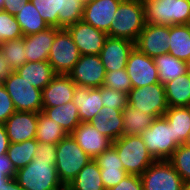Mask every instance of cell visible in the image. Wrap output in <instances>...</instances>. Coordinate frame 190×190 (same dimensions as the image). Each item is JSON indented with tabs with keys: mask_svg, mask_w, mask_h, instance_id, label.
Listing matches in <instances>:
<instances>
[{
	"mask_svg": "<svg viewBox=\"0 0 190 190\" xmlns=\"http://www.w3.org/2000/svg\"><path fill=\"white\" fill-rule=\"evenodd\" d=\"M15 179L24 190H59L64 187L58 177L55 160L40 156L17 170Z\"/></svg>",
	"mask_w": 190,
	"mask_h": 190,
	"instance_id": "6da1fadb",
	"label": "cell"
},
{
	"mask_svg": "<svg viewBox=\"0 0 190 190\" xmlns=\"http://www.w3.org/2000/svg\"><path fill=\"white\" fill-rule=\"evenodd\" d=\"M111 22L109 37L136 42L145 22V8L141 0H122Z\"/></svg>",
	"mask_w": 190,
	"mask_h": 190,
	"instance_id": "7a4b0ae2",
	"label": "cell"
},
{
	"mask_svg": "<svg viewBox=\"0 0 190 190\" xmlns=\"http://www.w3.org/2000/svg\"><path fill=\"white\" fill-rule=\"evenodd\" d=\"M124 170L130 175L141 174L156 160L149 153L140 135H123L113 141Z\"/></svg>",
	"mask_w": 190,
	"mask_h": 190,
	"instance_id": "3957f363",
	"label": "cell"
},
{
	"mask_svg": "<svg viewBox=\"0 0 190 190\" xmlns=\"http://www.w3.org/2000/svg\"><path fill=\"white\" fill-rule=\"evenodd\" d=\"M49 27L66 28L82 21L84 3L80 0H30Z\"/></svg>",
	"mask_w": 190,
	"mask_h": 190,
	"instance_id": "277c9868",
	"label": "cell"
},
{
	"mask_svg": "<svg viewBox=\"0 0 190 190\" xmlns=\"http://www.w3.org/2000/svg\"><path fill=\"white\" fill-rule=\"evenodd\" d=\"M91 160L70 134L56 145L55 166L64 186H67Z\"/></svg>",
	"mask_w": 190,
	"mask_h": 190,
	"instance_id": "5b68a950",
	"label": "cell"
},
{
	"mask_svg": "<svg viewBox=\"0 0 190 190\" xmlns=\"http://www.w3.org/2000/svg\"><path fill=\"white\" fill-rule=\"evenodd\" d=\"M143 4L147 24H190V0H158Z\"/></svg>",
	"mask_w": 190,
	"mask_h": 190,
	"instance_id": "8992f818",
	"label": "cell"
},
{
	"mask_svg": "<svg viewBox=\"0 0 190 190\" xmlns=\"http://www.w3.org/2000/svg\"><path fill=\"white\" fill-rule=\"evenodd\" d=\"M2 84L10 95L16 111L42 112V90L34 87L16 71H12Z\"/></svg>",
	"mask_w": 190,
	"mask_h": 190,
	"instance_id": "52a82bcc",
	"label": "cell"
},
{
	"mask_svg": "<svg viewBox=\"0 0 190 190\" xmlns=\"http://www.w3.org/2000/svg\"><path fill=\"white\" fill-rule=\"evenodd\" d=\"M140 136L156 161L169 160L177 148L174 144L173 128L164 116L155 118Z\"/></svg>",
	"mask_w": 190,
	"mask_h": 190,
	"instance_id": "ba28073f",
	"label": "cell"
},
{
	"mask_svg": "<svg viewBox=\"0 0 190 190\" xmlns=\"http://www.w3.org/2000/svg\"><path fill=\"white\" fill-rule=\"evenodd\" d=\"M128 105L146 115L155 118L164 116L168 109L164 84L161 82L138 88L128 92Z\"/></svg>",
	"mask_w": 190,
	"mask_h": 190,
	"instance_id": "9c48e42d",
	"label": "cell"
},
{
	"mask_svg": "<svg viewBox=\"0 0 190 190\" xmlns=\"http://www.w3.org/2000/svg\"><path fill=\"white\" fill-rule=\"evenodd\" d=\"M80 52L66 28H60L49 51L48 62L56 74L68 75L80 58Z\"/></svg>",
	"mask_w": 190,
	"mask_h": 190,
	"instance_id": "30bf717a",
	"label": "cell"
},
{
	"mask_svg": "<svg viewBox=\"0 0 190 190\" xmlns=\"http://www.w3.org/2000/svg\"><path fill=\"white\" fill-rule=\"evenodd\" d=\"M143 190H181L183 180L168 160L152 163L142 174Z\"/></svg>",
	"mask_w": 190,
	"mask_h": 190,
	"instance_id": "8fae6325",
	"label": "cell"
},
{
	"mask_svg": "<svg viewBox=\"0 0 190 190\" xmlns=\"http://www.w3.org/2000/svg\"><path fill=\"white\" fill-rule=\"evenodd\" d=\"M105 66L99 55H80L68 76L77 86L99 88L105 80Z\"/></svg>",
	"mask_w": 190,
	"mask_h": 190,
	"instance_id": "7c38bea8",
	"label": "cell"
},
{
	"mask_svg": "<svg viewBox=\"0 0 190 190\" xmlns=\"http://www.w3.org/2000/svg\"><path fill=\"white\" fill-rule=\"evenodd\" d=\"M126 70L132 82V88L152 85L159 81L154 59L134 47L129 54Z\"/></svg>",
	"mask_w": 190,
	"mask_h": 190,
	"instance_id": "4fadbf2b",
	"label": "cell"
},
{
	"mask_svg": "<svg viewBox=\"0 0 190 190\" xmlns=\"http://www.w3.org/2000/svg\"><path fill=\"white\" fill-rule=\"evenodd\" d=\"M81 55H99L108 34L90 24L78 21L66 27Z\"/></svg>",
	"mask_w": 190,
	"mask_h": 190,
	"instance_id": "5bb4252c",
	"label": "cell"
},
{
	"mask_svg": "<svg viewBox=\"0 0 190 190\" xmlns=\"http://www.w3.org/2000/svg\"><path fill=\"white\" fill-rule=\"evenodd\" d=\"M170 26L145 24L140 32L135 47L151 58L168 53Z\"/></svg>",
	"mask_w": 190,
	"mask_h": 190,
	"instance_id": "9a60e30c",
	"label": "cell"
},
{
	"mask_svg": "<svg viewBox=\"0 0 190 190\" xmlns=\"http://www.w3.org/2000/svg\"><path fill=\"white\" fill-rule=\"evenodd\" d=\"M122 0H89L84 4L82 21L108 34Z\"/></svg>",
	"mask_w": 190,
	"mask_h": 190,
	"instance_id": "2e32d148",
	"label": "cell"
},
{
	"mask_svg": "<svg viewBox=\"0 0 190 190\" xmlns=\"http://www.w3.org/2000/svg\"><path fill=\"white\" fill-rule=\"evenodd\" d=\"M37 112L15 111L3 124L10 143H22L35 139L37 131Z\"/></svg>",
	"mask_w": 190,
	"mask_h": 190,
	"instance_id": "e0dca14e",
	"label": "cell"
},
{
	"mask_svg": "<svg viewBox=\"0 0 190 190\" xmlns=\"http://www.w3.org/2000/svg\"><path fill=\"white\" fill-rule=\"evenodd\" d=\"M135 42L125 38L108 37L99 56L106 71L125 69Z\"/></svg>",
	"mask_w": 190,
	"mask_h": 190,
	"instance_id": "ac0fdd59",
	"label": "cell"
},
{
	"mask_svg": "<svg viewBox=\"0 0 190 190\" xmlns=\"http://www.w3.org/2000/svg\"><path fill=\"white\" fill-rule=\"evenodd\" d=\"M70 135L93 160L113 143L107 136L98 132L90 122H81Z\"/></svg>",
	"mask_w": 190,
	"mask_h": 190,
	"instance_id": "d6986e66",
	"label": "cell"
},
{
	"mask_svg": "<svg viewBox=\"0 0 190 190\" xmlns=\"http://www.w3.org/2000/svg\"><path fill=\"white\" fill-rule=\"evenodd\" d=\"M76 84L68 75L56 74L42 90L43 108L61 106L73 101Z\"/></svg>",
	"mask_w": 190,
	"mask_h": 190,
	"instance_id": "ffe728a7",
	"label": "cell"
},
{
	"mask_svg": "<svg viewBox=\"0 0 190 190\" xmlns=\"http://www.w3.org/2000/svg\"><path fill=\"white\" fill-rule=\"evenodd\" d=\"M100 168L101 179L106 190L116 186L129 174L124 170L114 146H110L94 159Z\"/></svg>",
	"mask_w": 190,
	"mask_h": 190,
	"instance_id": "44dd1931",
	"label": "cell"
},
{
	"mask_svg": "<svg viewBox=\"0 0 190 190\" xmlns=\"http://www.w3.org/2000/svg\"><path fill=\"white\" fill-rule=\"evenodd\" d=\"M73 102L78 109V115L81 122H90L99 114L103 108L101 98V87L86 88L83 86L75 87L73 93Z\"/></svg>",
	"mask_w": 190,
	"mask_h": 190,
	"instance_id": "7402d4cb",
	"label": "cell"
},
{
	"mask_svg": "<svg viewBox=\"0 0 190 190\" xmlns=\"http://www.w3.org/2000/svg\"><path fill=\"white\" fill-rule=\"evenodd\" d=\"M59 29L57 27H48L46 30L36 34L23 36L25 45L24 54L26 55L27 62L48 60L51 45Z\"/></svg>",
	"mask_w": 190,
	"mask_h": 190,
	"instance_id": "603a6c76",
	"label": "cell"
},
{
	"mask_svg": "<svg viewBox=\"0 0 190 190\" xmlns=\"http://www.w3.org/2000/svg\"><path fill=\"white\" fill-rule=\"evenodd\" d=\"M123 115L121 110L105 107L99 111L91 125L101 134L107 136L112 141L123 136Z\"/></svg>",
	"mask_w": 190,
	"mask_h": 190,
	"instance_id": "cb8c5ba5",
	"label": "cell"
},
{
	"mask_svg": "<svg viewBox=\"0 0 190 190\" xmlns=\"http://www.w3.org/2000/svg\"><path fill=\"white\" fill-rule=\"evenodd\" d=\"M16 72L40 90H43L56 76L48 60L26 62Z\"/></svg>",
	"mask_w": 190,
	"mask_h": 190,
	"instance_id": "d4e9b609",
	"label": "cell"
},
{
	"mask_svg": "<svg viewBox=\"0 0 190 190\" xmlns=\"http://www.w3.org/2000/svg\"><path fill=\"white\" fill-rule=\"evenodd\" d=\"M174 132V144H186L190 136V107H168L164 114Z\"/></svg>",
	"mask_w": 190,
	"mask_h": 190,
	"instance_id": "484cf974",
	"label": "cell"
},
{
	"mask_svg": "<svg viewBox=\"0 0 190 190\" xmlns=\"http://www.w3.org/2000/svg\"><path fill=\"white\" fill-rule=\"evenodd\" d=\"M168 107H190V73L164 83Z\"/></svg>",
	"mask_w": 190,
	"mask_h": 190,
	"instance_id": "4316f807",
	"label": "cell"
},
{
	"mask_svg": "<svg viewBox=\"0 0 190 190\" xmlns=\"http://www.w3.org/2000/svg\"><path fill=\"white\" fill-rule=\"evenodd\" d=\"M168 53L185 62L190 60V24L170 26V37L167 42Z\"/></svg>",
	"mask_w": 190,
	"mask_h": 190,
	"instance_id": "83f0119b",
	"label": "cell"
},
{
	"mask_svg": "<svg viewBox=\"0 0 190 190\" xmlns=\"http://www.w3.org/2000/svg\"><path fill=\"white\" fill-rule=\"evenodd\" d=\"M68 190H106L98 163L91 160L67 185Z\"/></svg>",
	"mask_w": 190,
	"mask_h": 190,
	"instance_id": "f1b7e54d",
	"label": "cell"
},
{
	"mask_svg": "<svg viewBox=\"0 0 190 190\" xmlns=\"http://www.w3.org/2000/svg\"><path fill=\"white\" fill-rule=\"evenodd\" d=\"M42 112L49 119L58 123L67 134H71L81 123L78 109L73 101L61 106L43 108Z\"/></svg>",
	"mask_w": 190,
	"mask_h": 190,
	"instance_id": "f546056e",
	"label": "cell"
},
{
	"mask_svg": "<svg viewBox=\"0 0 190 190\" xmlns=\"http://www.w3.org/2000/svg\"><path fill=\"white\" fill-rule=\"evenodd\" d=\"M14 16L20 24L23 36L36 34L49 27L30 0Z\"/></svg>",
	"mask_w": 190,
	"mask_h": 190,
	"instance_id": "4dcf8cb0",
	"label": "cell"
},
{
	"mask_svg": "<svg viewBox=\"0 0 190 190\" xmlns=\"http://www.w3.org/2000/svg\"><path fill=\"white\" fill-rule=\"evenodd\" d=\"M123 135H141L151 124L155 117L146 115L138 109L127 105L122 111Z\"/></svg>",
	"mask_w": 190,
	"mask_h": 190,
	"instance_id": "1f68e13d",
	"label": "cell"
},
{
	"mask_svg": "<svg viewBox=\"0 0 190 190\" xmlns=\"http://www.w3.org/2000/svg\"><path fill=\"white\" fill-rule=\"evenodd\" d=\"M154 62L158 69L159 81L163 84L187 72L186 62L169 53L155 57Z\"/></svg>",
	"mask_w": 190,
	"mask_h": 190,
	"instance_id": "d6a6232c",
	"label": "cell"
},
{
	"mask_svg": "<svg viewBox=\"0 0 190 190\" xmlns=\"http://www.w3.org/2000/svg\"><path fill=\"white\" fill-rule=\"evenodd\" d=\"M67 135L58 123L39 112L35 137L37 142L57 145Z\"/></svg>",
	"mask_w": 190,
	"mask_h": 190,
	"instance_id": "836d02e7",
	"label": "cell"
},
{
	"mask_svg": "<svg viewBox=\"0 0 190 190\" xmlns=\"http://www.w3.org/2000/svg\"><path fill=\"white\" fill-rule=\"evenodd\" d=\"M37 147L38 142L35 139L22 143H10L7 155L16 171L28 165L35 158Z\"/></svg>",
	"mask_w": 190,
	"mask_h": 190,
	"instance_id": "e575fe53",
	"label": "cell"
},
{
	"mask_svg": "<svg viewBox=\"0 0 190 190\" xmlns=\"http://www.w3.org/2000/svg\"><path fill=\"white\" fill-rule=\"evenodd\" d=\"M0 51L12 71H16L27 62L23 37L0 43Z\"/></svg>",
	"mask_w": 190,
	"mask_h": 190,
	"instance_id": "d590c367",
	"label": "cell"
},
{
	"mask_svg": "<svg viewBox=\"0 0 190 190\" xmlns=\"http://www.w3.org/2000/svg\"><path fill=\"white\" fill-rule=\"evenodd\" d=\"M183 182L190 181V146L182 144L178 146L168 160Z\"/></svg>",
	"mask_w": 190,
	"mask_h": 190,
	"instance_id": "8d00e7d4",
	"label": "cell"
},
{
	"mask_svg": "<svg viewBox=\"0 0 190 190\" xmlns=\"http://www.w3.org/2000/svg\"><path fill=\"white\" fill-rule=\"evenodd\" d=\"M22 37L23 33L15 16L0 10V43Z\"/></svg>",
	"mask_w": 190,
	"mask_h": 190,
	"instance_id": "74e56055",
	"label": "cell"
},
{
	"mask_svg": "<svg viewBox=\"0 0 190 190\" xmlns=\"http://www.w3.org/2000/svg\"><path fill=\"white\" fill-rule=\"evenodd\" d=\"M103 86L128 94V92L132 89V82L125 68L106 71Z\"/></svg>",
	"mask_w": 190,
	"mask_h": 190,
	"instance_id": "f35d334b",
	"label": "cell"
},
{
	"mask_svg": "<svg viewBox=\"0 0 190 190\" xmlns=\"http://www.w3.org/2000/svg\"><path fill=\"white\" fill-rule=\"evenodd\" d=\"M103 106L123 111L128 105V94L115 89L101 86Z\"/></svg>",
	"mask_w": 190,
	"mask_h": 190,
	"instance_id": "ab89813d",
	"label": "cell"
},
{
	"mask_svg": "<svg viewBox=\"0 0 190 190\" xmlns=\"http://www.w3.org/2000/svg\"><path fill=\"white\" fill-rule=\"evenodd\" d=\"M15 111L10 95L3 84L0 83V124H4Z\"/></svg>",
	"mask_w": 190,
	"mask_h": 190,
	"instance_id": "60d3db41",
	"label": "cell"
},
{
	"mask_svg": "<svg viewBox=\"0 0 190 190\" xmlns=\"http://www.w3.org/2000/svg\"><path fill=\"white\" fill-rule=\"evenodd\" d=\"M15 175L16 170L7 153L0 155V186L7 183L11 178H15Z\"/></svg>",
	"mask_w": 190,
	"mask_h": 190,
	"instance_id": "b9f144b4",
	"label": "cell"
},
{
	"mask_svg": "<svg viewBox=\"0 0 190 190\" xmlns=\"http://www.w3.org/2000/svg\"><path fill=\"white\" fill-rule=\"evenodd\" d=\"M108 190H143L141 176L128 175Z\"/></svg>",
	"mask_w": 190,
	"mask_h": 190,
	"instance_id": "7bdbcfd3",
	"label": "cell"
},
{
	"mask_svg": "<svg viewBox=\"0 0 190 190\" xmlns=\"http://www.w3.org/2000/svg\"><path fill=\"white\" fill-rule=\"evenodd\" d=\"M34 155L35 157L40 156V158L44 159L52 158L56 161V145L38 142V147Z\"/></svg>",
	"mask_w": 190,
	"mask_h": 190,
	"instance_id": "ee69618b",
	"label": "cell"
},
{
	"mask_svg": "<svg viewBox=\"0 0 190 190\" xmlns=\"http://www.w3.org/2000/svg\"><path fill=\"white\" fill-rule=\"evenodd\" d=\"M29 0H4V5L1 10L6 11L11 15H15L27 4Z\"/></svg>",
	"mask_w": 190,
	"mask_h": 190,
	"instance_id": "f6af8a7d",
	"label": "cell"
},
{
	"mask_svg": "<svg viewBox=\"0 0 190 190\" xmlns=\"http://www.w3.org/2000/svg\"><path fill=\"white\" fill-rule=\"evenodd\" d=\"M9 145H10V141L7 136L5 127L3 124H0V155L7 153Z\"/></svg>",
	"mask_w": 190,
	"mask_h": 190,
	"instance_id": "bcb514c9",
	"label": "cell"
},
{
	"mask_svg": "<svg viewBox=\"0 0 190 190\" xmlns=\"http://www.w3.org/2000/svg\"><path fill=\"white\" fill-rule=\"evenodd\" d=\"M12 70L0 51V83H2L10 74Z\"/></svg>",
	"mask_w": 190,
	"mask_h": 190,
	"instance_id": "7dc6e473",
	"label": "cell"
},
{
	"mask_svg": "<svg viewBox=\"0 0 190 190\" xmlns=\"http://www.w3.org/2000/svg\"><path fill=\"white\" fill-rule=\"evenodd\" d=\"M0 190H24L15 178H11L7 183L0 186Z\"/></svg>",
	"mask_w": 190,
	"mask_h": 190,
	"instance_id": "c3c4849f",
	"label": "cell"
},
{
	"mask_svg": "<svg viewBox=\"0 0 190 190\" xmlns=\"http://www.w3.org/2000/svg\"><path fill=\"white\" fill-rule=\"evenodd\" d=\"M181 190H190V181L183 182Z\"/></svg>",
	"mask_w": 190,
	"mask_h": 190,
	"instance_id": "681fc988",
	"label": "cell"
},
{
	"mask_svg": "<svg viewBox=\"0 0 190 190\" xmlns=\"http://www.w3.org/2000/svg\"><path fill=\"white\" fill-rule=\"evenodd\" d=\"M187 72L190 73V60L186 62Z\"/></svg>",
	"mask_w": 190,
	"mask_h": 190,
	"instance_id": "f907efd6",
	"label": "cell"
},
{
	"mask_svg": "<svg viewBox=\"0 0 190 190\" xmlns=\"http://www.w3.org/2000/svg\"><path fill=\"white\" fill-rule=\"evenodd\" d=\"M4 0H0V10L3 8Z\"/></svg>",
	"mask_w": 190,
	"mask_h": 190,
	"instance_id": "816d5d0a",
	"label": "cell"
},
{
	"mask_svg": "<svg viewBox=\"0 0 190 190\" xmlns=\"http://www.w3.org/2000/svg\"><path fill=\"white\" fill-rule=\"evenodd\" d=\"M142 2H154V1H158V0H141Z\"/></svg>",
	"mask_w": 190,
	"mask_h": 190,
	"instance_id": "f5cc1de1",
	"label": "cell"
},
{
	"mask_svg": "<svg viewBox=\"0 0 190 190\" xmlns=\"http://www.w3.org/2000/svg\"><path fill=\"white\" fill-rule=\"evenodd\" d=\"M59 190H68V189H67V186H64V187L60 188Z\"/></svg>",
	"mask_w": 190,
	"mask_h": 190,
	"instance_id": "db71d44e",
	"label": "cell"
},
{
	"mask_svg": "<svg viewBox=\"0 0 190 190\" xmlns=\"http://www.w3.org/2000/svg\"><path fill=\"white\" fill-rule=\"evenodd\" d=\"M80 1L85 4V3H87L89 0H80Z\"/></svg>",
	"mask_w": 190,
	"mask_h": 190,
	"instance_id": "11a10c76",
	"label": "cell"
},
{
	"mask_svg": "<svg viewBox=\"0 0 190 190\" xmlns=\"http://www.w3.org/2000/svg\"><path fill=\"white\" fill-rule=\"evenodd\" d=\"M186 144H188L190 146V136H189V139Z\"/></svg>",
	"mask_w": 190,
	"mask_h": 190,
	"instance_id": "9f6ffc18",
	"label": "cell"
}]
</instances>
